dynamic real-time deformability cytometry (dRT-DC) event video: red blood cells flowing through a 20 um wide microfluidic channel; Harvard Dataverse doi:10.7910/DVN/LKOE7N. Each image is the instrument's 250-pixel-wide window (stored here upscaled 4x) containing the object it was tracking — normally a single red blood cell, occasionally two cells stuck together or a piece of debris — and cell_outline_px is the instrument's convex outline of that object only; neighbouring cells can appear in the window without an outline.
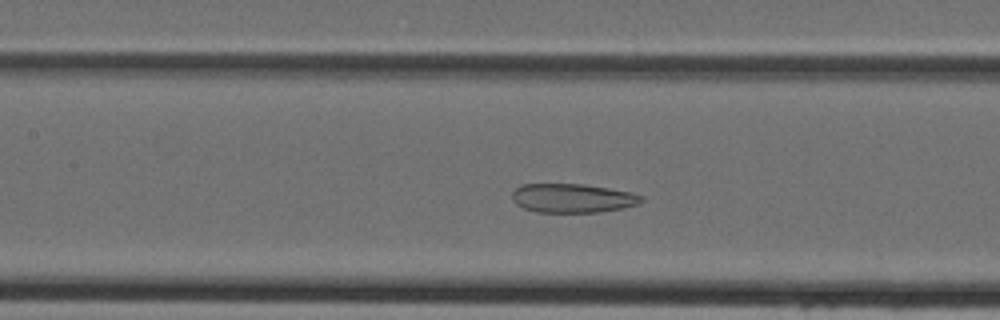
{"species": "Egyptian fruit bat (a non-hibernating species)", "species_latin": "Rousettus aegyptiacus", "temperature_condition": "cold", "stored_images_in_passage": 28, "camera_frame_rate_fps": 3000, "um_per_image_px": 0.085, "animal": {"sex": "female"}, "frame": {"image": 1, "passage_image": 7, "time_ms": 2.0, "image_size_px": [1000, 320], "cell_outline_px": [[644, 200], [640, 204], [624, 208], [600, 212], [536, 212], [524, 208], [516, 204], [512, 200], [512, 192], [520, 184], [584, 184], [632, 192], [644, 196]], "centroid_in_image_um": [48.7, 16.84], "position_along_channel_um": 158.7, "area_um2": 22.08}}
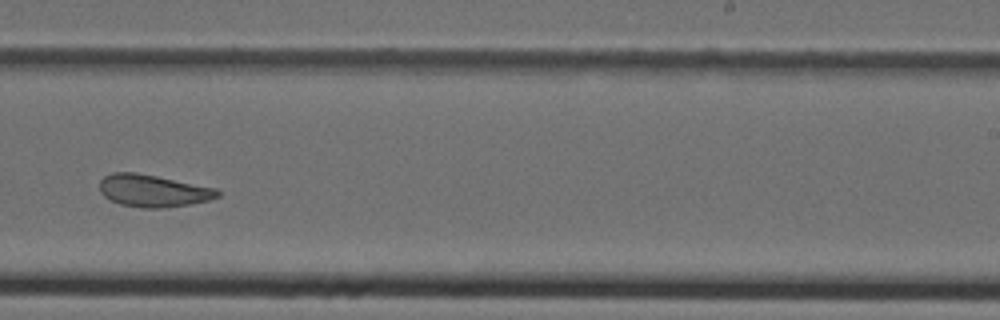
{"frame": {"image": 2, "passage_image": 15, "time_ms": 4.667, "image_size_px": [1000, 320], "cell_outline_px": [[220, 196], [208, 200], [188, 204], [160, 208], [144, 208], [120, 204], [104, 196], [100, 192], [100, 180], [104, 176], [112, 172], [136, 172], [216, 188], [220, 192]], "centroid_in_image_um": [12.99, 16.2], "position_along_channel_um": 276.0, "area_um2": 21.96}}
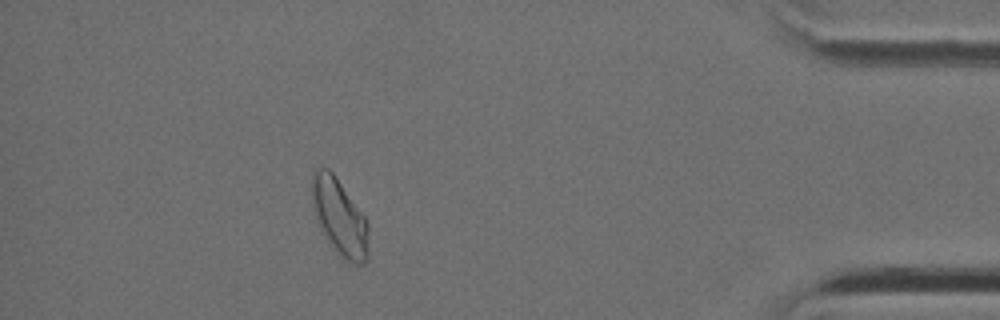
{"frame": {"image": 3, "passage_image": 27, "time_ms": 8.667, "image_size_px": [1000, 320], "cell_outline_px": [[368, 260], [364, 264], [352, 264], [340, 256], [324, 240], [316, 220], [312, 208], [312, 176], [316, 168], [328, 168], [332, 172], [364, 216], [368, 224]], "centroid_in_image_um": [28.84, 18.52], "position_along_channel_um": 406.4, "area_um2": 25.49}}